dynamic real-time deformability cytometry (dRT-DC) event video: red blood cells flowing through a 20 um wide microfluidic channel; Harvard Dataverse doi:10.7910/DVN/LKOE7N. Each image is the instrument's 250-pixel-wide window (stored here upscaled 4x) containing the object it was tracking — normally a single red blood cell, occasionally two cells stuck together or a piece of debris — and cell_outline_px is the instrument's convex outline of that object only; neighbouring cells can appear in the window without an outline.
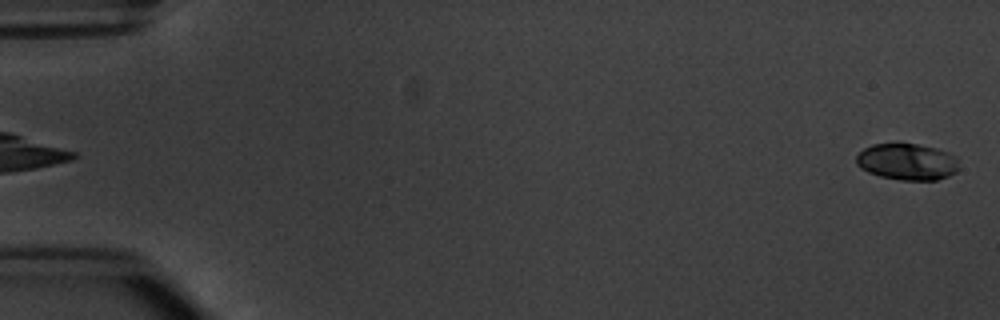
{"species": "common noctule bat (a hibernating species)", "species_latin": "Nyctalus noctula", "temperature_condition": "warm", "stored_images_in_passage": 5, "camera_frame_rate_fps": 3000, "um_per_image_px": 0.085, "animal": {"sex": "male", "body_mass_g": 20.1, "forearm_length_mm": 53.5}, "frame": {"image": 1, "passage_image": 5, "time_ms": 4.667, "image_size_px": [1000, 320], "cell_outline_px": [[960, 168], [956, 172], [948, 176], [936, 180], [900, 180], [880, 176], [868, 172], [860, 168], [856, 164], [856, 156], [864, 148], [872, 144], [896, 140], [936, 148], [948, 152], [956, 156]], "centroid_in_image_um": [77.09, 13.71], "position_along_channel_um": 7.9, "area_um2": 22.6}}